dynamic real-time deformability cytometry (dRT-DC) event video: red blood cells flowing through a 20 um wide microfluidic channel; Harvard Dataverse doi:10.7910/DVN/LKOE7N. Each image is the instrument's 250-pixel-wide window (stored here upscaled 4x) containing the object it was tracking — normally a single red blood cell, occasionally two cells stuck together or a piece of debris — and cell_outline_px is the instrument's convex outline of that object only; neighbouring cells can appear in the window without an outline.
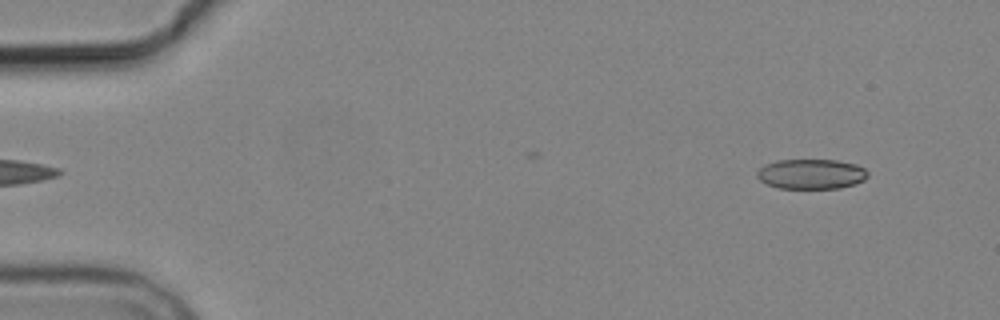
{"species": "common noctule bat (a hibernating species)", "species_latin": "Nyctalus noctula", "temperature_condition": "cold", "stored_images_in_passage": 5, "camera_frame_rate_fps": 3000, "um_per_image_px": 0.085, "animal": {"sex": "male", "body_mass_g": 19.2, "forearm_length_mm": 51.8}, "frame": {"image": 1, "passage_image": 1, "time_ms": 0.0, "image_size_px": [1000, 320], "cell_outline_px": [[868, 176], [864, 180], [856, 184], [840, 188], [780, 188], [768, 184], [760, 180], [756, 176], [756, 172], [764, 164], [776, 160], [836, 160], [856, 164], [864, 168], [868, 172]], "centroid_in_image_um": [68.96, 14.78], "position_along_channel_um": 16.0, "area_um2": 19.42}}
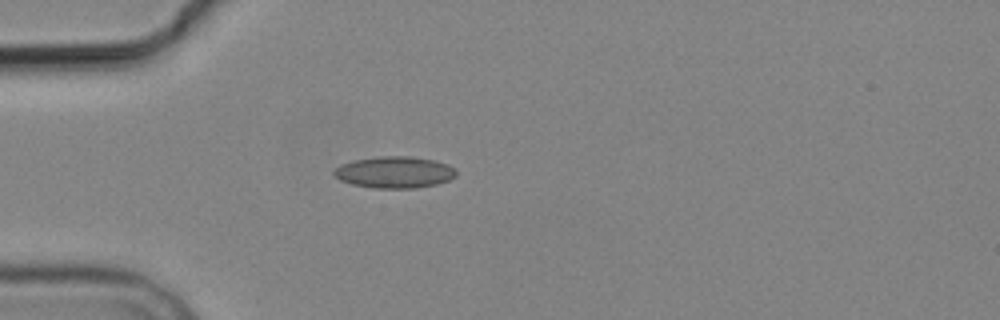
{"frame": {"image": 2, "passage_image": 4, "time_ms": 3.667, "image_size_px": [1000, 320], "cell_outline_px": [[456, 176], [448, 180], [436, 184], [416, 188], [372, 188], [352, 184], [340, 180], [332, 172], [340, 164], [356, 160], [380, 156], [408, 156], [432, 160], [448, 164], [456, 168]], "centroid_in_image_um": [33.54, 14.64], "position_along_channel_um": 51.5, "area_um2": 22.43}}